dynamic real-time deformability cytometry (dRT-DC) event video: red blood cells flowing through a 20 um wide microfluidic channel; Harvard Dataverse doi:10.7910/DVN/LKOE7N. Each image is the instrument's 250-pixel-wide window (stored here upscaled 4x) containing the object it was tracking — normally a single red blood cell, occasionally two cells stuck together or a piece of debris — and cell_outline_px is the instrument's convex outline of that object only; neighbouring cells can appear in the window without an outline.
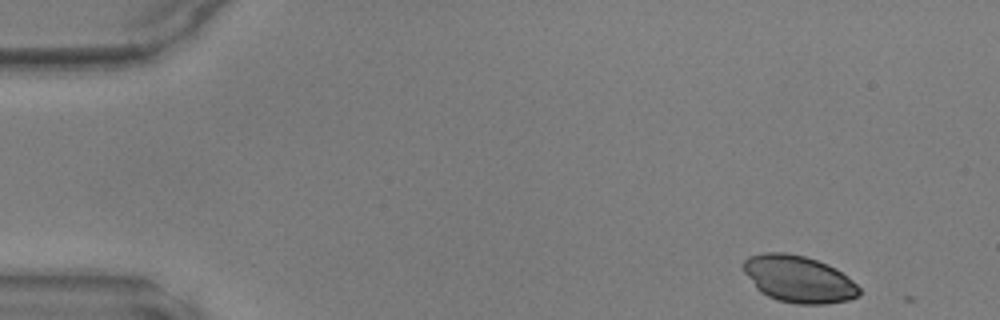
{"species": "common noctule bat (a hibernating species)", "species_latin": "Nyctalus noctula", "temperature_condition": "warm", "stored_images_in_passage": 3, "camera_frame_rate_fps": 3000, "um_per_image_px": 0.085, "animal": {"sex": "male", "body_mass_g": 17.9, "forearm_length_mm": 54.2}, "frame": {"image": 1, "passage_image": 1, "time_ms": 0.0, "image_size_px": [1000, 320], "cell_outline_px": [[860, 296], [848, 300], [828, 304], [796, 304], [776, 300], [760, 292], [756, 288], [744, 272], [740, 264], [748, 256], [764, 252], [784, 252], [804, 256], [828, 264], [836, 268], [852, 280], [860, 288]], "centroid_in_image_um": [67.86, 23.72], "position_along_channel_um": 17.1, "area_um2": 31.96}}